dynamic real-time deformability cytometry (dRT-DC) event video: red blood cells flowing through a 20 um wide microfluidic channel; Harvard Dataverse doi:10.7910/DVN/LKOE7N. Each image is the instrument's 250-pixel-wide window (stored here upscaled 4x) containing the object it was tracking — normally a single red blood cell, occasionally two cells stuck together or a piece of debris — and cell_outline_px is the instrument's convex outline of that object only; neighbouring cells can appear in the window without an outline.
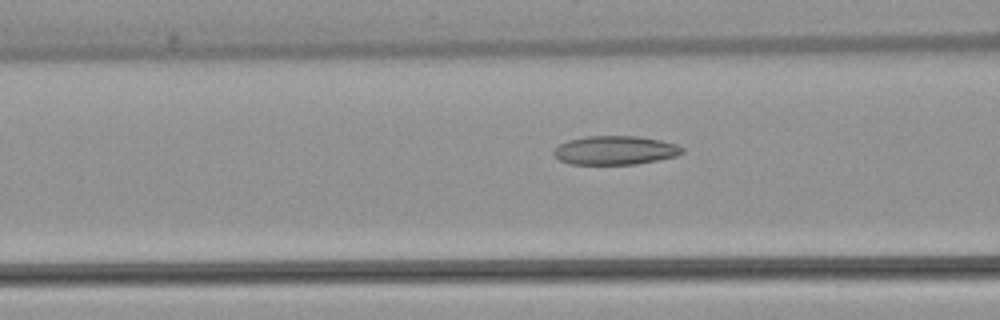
{"species": "common noctule bat (a hibernating species)", "species_latin": "Nyctalus noctula", "temperature_condition": "warm", "stored_images_in_passage": 5, "camera_frame_rate_fps": 3000, "um_per_image_px": 0.085, "animal": {"sex": "female", "body_mass_g": 22.7, "forearm_length_mm": 54.2}, "frame": {"image": 1, "passage_image": 5, "time_ms": 5.333, "image_size_px": [1000, 320], "cell_outline_px": [[684, 152], [676, 156], [636, 164], [568, 164], [560, 160], [552, 152], [560, 144], [568, 140], [588, 136], [636, 136], [660, 140], [676, 144], [684, 148]], "centroid_in_image_um": [52.29, 12.77], "position_along_channel_um": 114.3, "area_um2": 21.44}}